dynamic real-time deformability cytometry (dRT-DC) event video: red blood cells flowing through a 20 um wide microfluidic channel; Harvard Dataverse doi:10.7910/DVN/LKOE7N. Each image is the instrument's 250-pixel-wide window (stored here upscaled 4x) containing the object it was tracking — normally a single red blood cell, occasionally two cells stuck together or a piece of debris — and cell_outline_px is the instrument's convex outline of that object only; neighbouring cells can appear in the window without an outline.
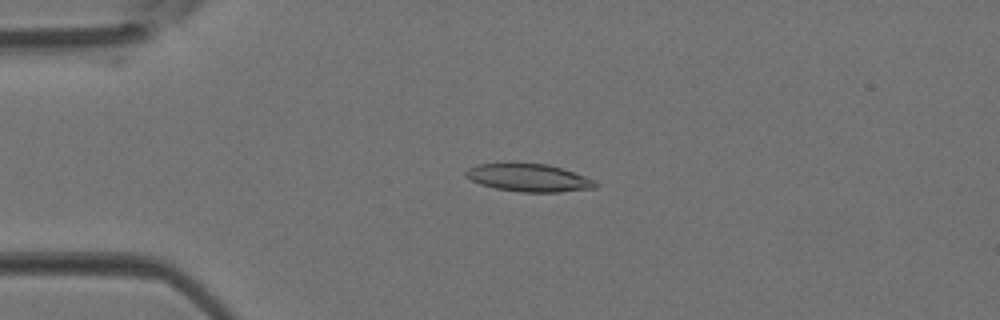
{"species": "Egyptian fruit bat (a non-hibernating species)", "species_latin": "Rousettus aegyptiacus", "temperature_condition": "room temperature", "stored_images_in_passage": 4, "camera_frame_rate_fps": 3000, "um_per_image_px": 0.085, "animal": {"sex": "female"}, "frame": {"image": 1, "passage_image": 3, "time_ms": 0.667, "image_size_px": [1000, 320], "cell_outline_px": [[600, 184], [596, 188], [556, 192], [520, 192], [496, 188], [480, 184], [464, 176], [464, 172], [468, 168], [476, 164], [512, 160], [548, 164], [564, 168], [596, 180]], "centroid_in_image_um": [44.92, 15.05], "position_along_channel_um": 40.1, "area_um2": 22.02}}
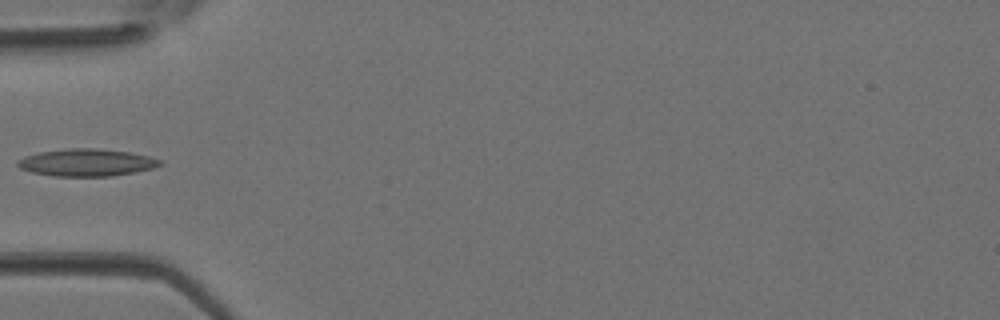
{"frame": {"image": 2, "passage_image": 4, "time_ms": 1.0, "image_size_px": [1000, 320], "cell_outline_px": [[164, 164], [152, 168], [136, 172], [112, 176], [52, 176], [32, 172], [20, 168], [16, 164], [16, 160], [24, 156], [40, 152], [68, 148], [100, 148], [128, 152], [148, 156], [164, 160]], "centroid_in_image_um": [7.37, 13.81], "position_along_channel_um": 77.6, "area_um2": 22.83}}